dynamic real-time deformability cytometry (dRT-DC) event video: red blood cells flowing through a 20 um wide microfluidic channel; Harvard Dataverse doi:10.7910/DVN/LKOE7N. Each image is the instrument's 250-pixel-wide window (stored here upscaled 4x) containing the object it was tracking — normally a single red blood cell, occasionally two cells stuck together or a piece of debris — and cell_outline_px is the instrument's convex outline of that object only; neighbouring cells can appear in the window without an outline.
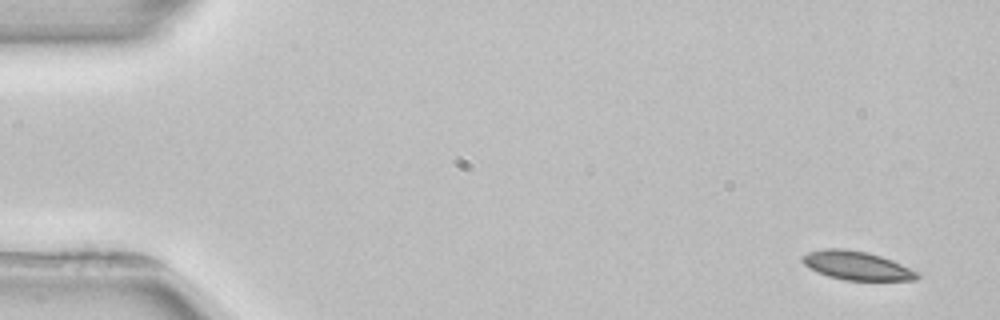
{"species": "common noctule bat (a hibernating species)", "species_latin": "Nyctalus noctula", "temperature_condition": "room temperature", "stored_images_in_passage": 4, "camera_frame_rate_fps": 3000, "um_per_image_px": 0.085, "animal": {"sex": "female", "body_mass_g": 22.7, "forearm_length_mm": 54.2}, "frame": {"image": 1, "passage_image": 1, "time_ms": 0.0, "image_size_px": [1000, 320], "cell_outline_px": [[920, 276], [916, 280], [844, 280], [828, 276], [816, 272], [804, 264], [800, 260], [800, 256], [808, 252], [824, 248], [844, 248], [868, 252], [892, 260], [920, 272]], "centroid_in_image_um": [72.8, 22.57], "position_along_channel_um": 12.2, "area_um2": 19.42}}